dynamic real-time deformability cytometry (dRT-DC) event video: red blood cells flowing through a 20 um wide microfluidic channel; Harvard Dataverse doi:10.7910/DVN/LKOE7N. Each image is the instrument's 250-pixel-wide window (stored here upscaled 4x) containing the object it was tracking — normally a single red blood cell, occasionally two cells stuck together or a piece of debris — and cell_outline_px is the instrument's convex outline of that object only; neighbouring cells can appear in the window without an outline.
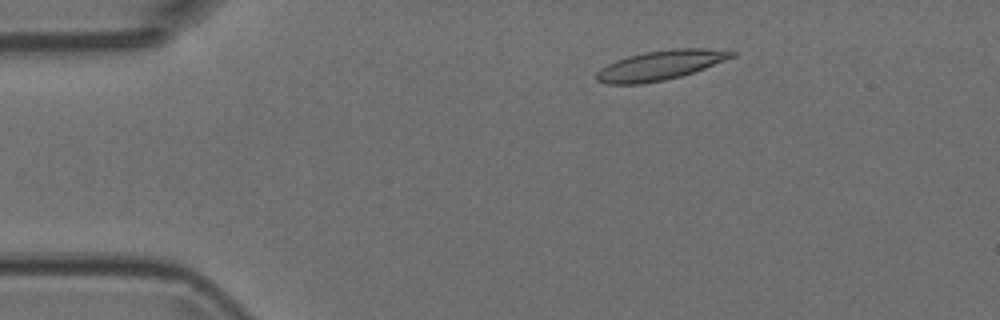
{"species": "Egyptian fruit bat (a non-hibernating species)", "species_latin": "Rousettus aegyptiacus", "temperature_condition": "room temperature", "stored_images_in_passage": 7, "camera_frame_rate_fps": 3000, "um_per_image_px": 0.085, "animal": {"sex": "female"}, "frame": {"image": 1, "passage_image": 2, "time_ms": 0.333, "image_size_px": [1000, 320], "cell_outline_px": [[736, 56], [704, 68], [680, 76], [664, 80], [640, 84], [608, 84], [596, 80], [596, 72], [600, 68], [616, 60], [628, 56], [644, 52], [672, 48], [708, 48], [736, 52]], "centroid_in_image_um": [56.11, 5.54], "position_along_channel_um": 28.9, "area_um2": 23.18}}
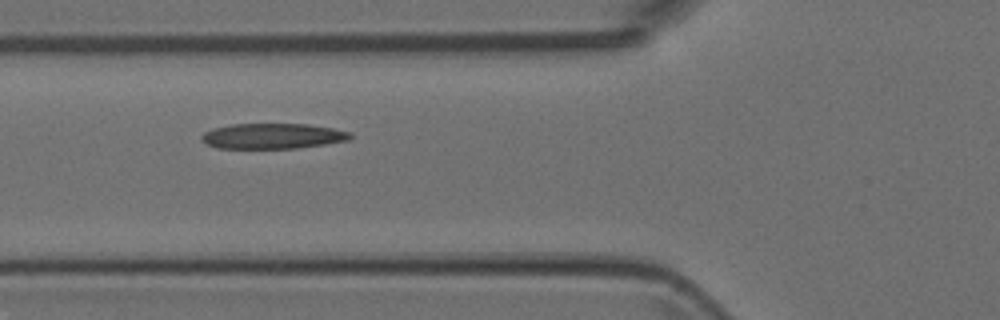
{"frame": {"image": 2, "passage_image": 5, "time_ms": 1.333, "image_size_px": [1000, 320], "cell_outline_px": [[352, 136], [348, 140], [324, 144], [296, 148], [216, 148], [200, 140], [200, 136], [204, 132], [212, 128], [232, 124], [308, 124], [332, 128], [352, 132]], "centroid_in_image_um": [23.15, 11.56], "position_along_channel_um": 102.7, "area_um2": 22.02}}
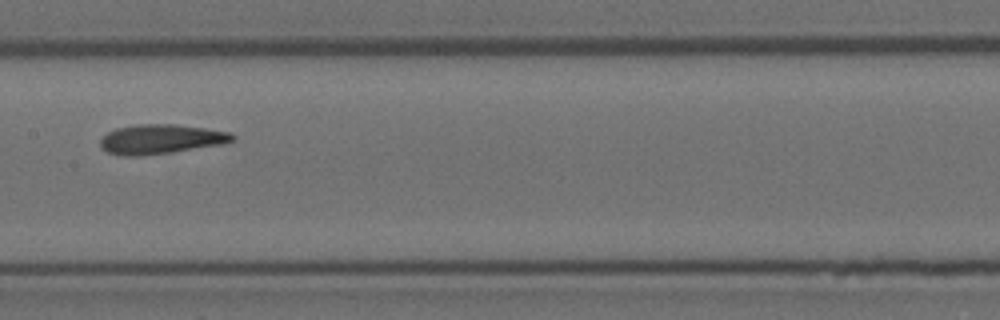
{"frame": {"image": 3, "passage_image": 7, "time_ms": 2.0, "image_size_px": [1000, 320], "cell_outline_px": [[236, 140], [224, 144], [144, 156], [120, 156], [108, 152], [100, 148], [100, 140], [108, 132], [116, 128], [136, 124], [176, 124], [204, 128], [228, 132], [236, 136]], "centroid_in_image_um": [13.66, 11.83], "position_along_channel_um": 193.7, "area_um2": 22.89}}